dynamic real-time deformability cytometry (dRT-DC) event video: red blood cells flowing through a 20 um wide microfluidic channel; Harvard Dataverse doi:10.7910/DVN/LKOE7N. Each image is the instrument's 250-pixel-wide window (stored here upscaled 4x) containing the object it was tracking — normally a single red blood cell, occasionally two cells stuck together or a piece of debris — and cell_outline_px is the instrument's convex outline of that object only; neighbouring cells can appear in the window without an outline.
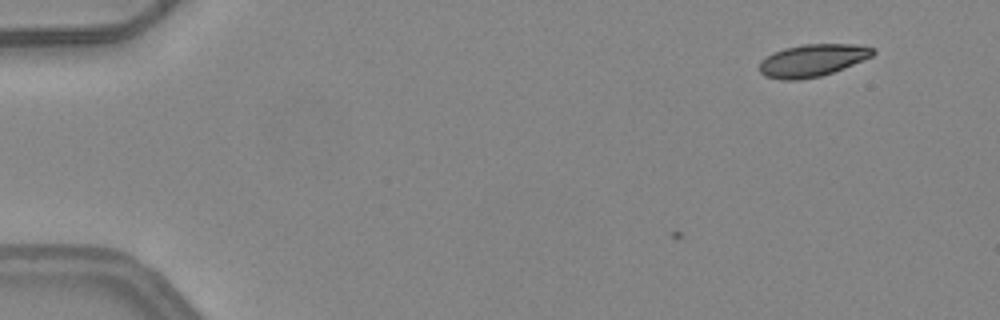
{"species": "common noctule bat (a hibernating species)", "species_latin": "Nyctalus noctula", "temperature_condition": "warm", "stored_images_in_passage": 3, "camera_frame_rate_fps": 3000, "um_per_image_px": 0.085, "animal": {"sex": "female", "body_mass_g": 24.6, "forearm_length_mm": 56.2}, "frame": {"image": 1, "passage_image": 3, "time_ms": 0.667, "image_size_px": [1000, 320], "cell_outline_px": [[876, 52], [872, 56], [864, 60], [844, 68], [820, 76], [796, 80], [784, 80], [764, 76], [760, 72], [760, 60], [772, 52], [784, 48], [804, 44], [856, 44], [876, 48]], "centroid_in_image_um": [69.06, 5.12], "position_along_channel_um": 15.9, "area_um2": 21.5}}